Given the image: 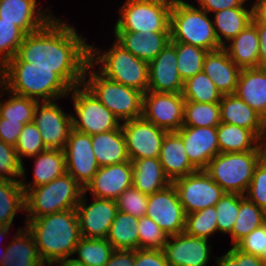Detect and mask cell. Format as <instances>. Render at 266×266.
Listing matches in <instances>:
<instances>
[{"label":"cell","instance_id":"obj_42","mask_svg":"<svg viewBox=\"0 0 266 266\" xmlns=\"http://www.w3.org/2000/svg\"><path fill=\"white\" fill-rule=\"evenodd\" d=\"M8 100L1 101L0 117L7 120L19 121L24 124L33 122L37 101L35 99L20 96L12 92Z\"/></svg>","mask_w":266,"mask_h":266},{"label":"cell","instance_id":"obj_49","mask_svg":"<svg viewBox=\"0 0 266 266\" xmlns=\"http://www.w3.org/2000/svg\"><path fill=\"white\" fill-rule=\"evenodd\" d=\"M116 203L118 211L139 219L146 214L148 195L131 186L120 194Z\"/></svg>","mask_w":266,"mask_h":266},{"label":"cell","instance_id":"obj_58","mask_svg":"<svg viewBox=\"0 0 266 266\" xmlns=\"http://www.w3.org/2000/svg\"><path fill=\"white\" fill-rule=\"evenodd\" d=\"M259 34V67L266 68V25H256Z\"/></svg>","mask_w":266,"mask_h":266},{"label":"cell","instance_id":"obj_35","mask_svg":"<svg viewBox=\"0 0 266 266\" xmlns=\"http://www.w3.org/2000/svg\"><path fill=\"white\" fill-rule=\"evenodd\" d=\"M138 222V218L118 211L110 226L107 241L114 249H139Z\"/></svg>","mask_w":266,"mask_h":266},{"label":"cell","instance_id":"obj_34","mask_svg":"<svg viewBox=\"0 0 266 266\" xmlns=\"http://www.w3.org/2000/svg\"><path fill=\"white\" fill-rule=\"evenodd\" d=\"M217 135L220 153L260 150L259 138L246 128L221 122Z\"/></svg>","mask_w":266,"mask_h":266},{"label":"cell","instance_id":"obj_63","mask_svg":"<svg viewBox=\"0 0 266 266\" xmlns=\"http://www.w3.org/2000/svg\"><path fill=\"white\" fill-rule=\"evenodd\" d=\"M5 252H6V247L4 248L3 254H2L1 257H0V265H1V263L3 262V260H4Z\"/></svg>","mask_w":266,"mask_h":266},{"label":"cell","instance_id":"obj_43","mask_svg":"<svg viewBox=\"0 0 266 266\" xmlns=\"http://www.w3.org/2000/svg\"><path fill=\"white\" fill-rule=\"evenodd\" d=\"M215 206L187 214L184 232L188 235L207 239L218 231Z\"/></svg>","mask_w":266,"mask_h":266},{"label":"cell","instance_id":"obj_40","mask_svg":"<svg viewBox=\"0 0 266 266\" xmlns=\"http://www.w3.org/2000/svg\"><path fill=\"white\" fill-rule=\"evenodd\" d=\"M114 250L106 238L88 239L82 237L74 250V254H78V258L74 259L82 262L85 266H105Z\"/></svg>","mask_w":266,"mask_h":266},{"label":"cell","instance_id":"obj_22","mask_svg":"<svg viewBox=\"0 0 266 266\" xmlns=\"http://www.w3.org/2000/svg\"><path fill=\"white\" fill-rule=\"evenodd\" d=\"M37 0H0V19L12 22L25 34L34 33L46 26L55 16L47 9H37ZM37 9V10H36Z\"/></svg>","mask_w":266,"mask_h":266},{"label":"cell","instance_id":"obj_8","mask_svg":"<svg viewBox=\"0 0 266 266\" xmlns=\"http://www.w3.org/2000/svg\"><path fill=\"white\" fill-rule=\"evenodd\" d=\"M261 159L260 150L219 153L209 161L204 171L225 192L245 195Z\"/></svg>","mask_w":266,"mask_h":266},{"label":"cell","instance_id":"obj_62","mask_svg":"<svg viewBox=\"0 0 266 266\" xmlns=\"http://www.w3.org/2000/svg\"><path fill=\"white\" fill-rule=\"evenodd\" d=\"M9 228L10 227H8V226H1L0 225V239L3 238L5 235L8 234Z\"/></svg>","mask_w":266,"mask_h":266},{"label":"cell","instance_id":"obj_30","mask_svg":"<svg viewBox=\"0 0 266 266\" xmlns=\"http://www.w3.org/2000/svg\"><path fill=\"white\" fill-rule=\"evenodd\" d=\"M133 167L132 186L141 193L150 195L172 182L166 176L159 158H144L131 161Z\"/></svg>","mask_w":266,"mask_h":266},{"label":"cell","instance_id":"obj_16","mask_svg":"<svg viewBox=\"0 0 266 266\" xmlns=\"http://www.w3.org/2000/svg\"><path fill=\"white\" fill-rule=\"evenodd\" d=\"M66 171L85 189L99 169L91 135L72 129L63 149Z\"/></svg>","mask_w":266,"mask_h":266},{"label":"cell","instance_id":"obj_52","mask_svg":"<svg viewBox=\"0 0 266 266\" xmlns=\"http://www.w3.org/2000/svg\"><path fill=\"white\" fill-rule=\"evenodd\" d=\"M135 266H169L164 252L160 249L134 250Z\"/></svg>","mask_w":266,"mask_h":266},{"label":"cell","instance_id":"obj_39","mask_svg":"<svg viewBox=\"0 0 266 266\" xmlns=\"http://www.w3.org/2000/svg\"><path fill=\"white\" fill-rule=\"evenodd\" d=\"M171 43L176 48L177 70L183 82L203 71L207 50L182 42Z\"/></svg>","mask_w":266,"mask_h":266},{"label":"cell","instance_id":"obj_60","mask_svg":"<svg viewBox=\"0 0 266 266\" xmlns=\"http://www.w3.org/2000/svg\"><path fill=\"white\" fill-rule=\"evenodd\" d=\"M259 141H261L259 143V148L262 154V159L266 160V118L263 120L262 132L259 137Z\"/></svg>","mask_w":266,"mask_h":266},{"label":"cell","instance_id":"obj_48","mask_svg":"<svg viewBox=\"0 0 266 266\" xmlns=\"http://www.w3.org/2000/svg\"><path fill=\"white\" fill-rule=\"evenodd\" d=\"M137 229L139 249H163L168 235L151 218H139Z\"/></svg>","mask_w":266,"mask_h":266},{"label":"cell","instance_id":"obj_10","mask_svg":"<svg viewBox=\"0 0 266 266\" xmlns=\"http://www.w3.org/2000/svg\"><path fill=\"white\" fill-rule=\"evenodd\" d=\"M71 91L77 115H72L74 130L93 135L116 130L121 126L120 120L84 84L73 87Z\"/></svg>","mask_w":266,"mask_h":266},{"label":"cell","instance_id":"obj_61","mask_svg":"<svg viewBox=\"0 0 266 266\" xmlns=\"http://www.w3.org/2000/svg\"><path fill=\"white\" fill-rule=\"evenodd\" d=\"M53 264H57V266H85L82 262H79L74 258L69 259V257L56 260L50 266H52Z\"/></svg>","mask_w":266,"mask_h":266},{"label":"cell","instance_id":"obj_14","mask_svg":"<svg viewBox=\"0 0 266 266\" xmlns=\"http://www.w3.org/2000/svg\"><path fill=\"white\" fill-rule=\"evenodd\" d=\"M145 216L151 218L168 236L184 232L186 214L172 183L148 195Z\"/></svg>","mask_w":266,"mask_h":266},{"label":"cell","instance_id":"obj_1","mask_svg":"<svg viewBox=\"0 0 266 266\" xmlns=\"http://www.w3.org/2000/svg\"><path fill=\"white\" fill-rule=\"evenodd\" d=\"M73 26L55 17L42 29L26 34L16 56L26 63L55 69L72 89L83 84L90 45Z\"/></svg>","mask_w":266,"mask_h":266},{"label":"cell","instance_id":"obj_51","mask_svg":"<svg viewBox=\"0 0 266 266\" xmlns=\"http://www.w3.org/2000/svg\"><path fill=\"white\" fill-rule=\"evenodd\" d=\"M235 247L240 251L266 260V223L254 229Z\"/></svg>","mask_w":266,"mask_h":266},{"label":"cell","instance_id":"obj_33","mask_svg":"<svg viewBox=\"0 0 266 266\" xmlns=\"http://www.w3.org/2000/svg\"><path fill=\"white\" fill-rule=\"evenodd\" d=\"M252 23V9L228 8L214 14L213 26L219 44L223 47Z\"/></svg>","mask_w":266,"mask_h":266},{"label":"cell","instance_id":"obj_36","mask_svg":"<svg viewBox=\"0 0 266 266\" xmlns=\"http://www.w3.org/2000/svg\"><path fill=\"white\" fill-rule=\"evenodd\" d=\"M265 223L266 212L245 195L239 194V213L230 233L233 246Z\"/></svg>","mask_w":266,"mask_h":266},{"label":"cell","instance_id":"obj_41","mask_svg":"<svg viewBox=\"0 0 266 266\" xmlns=\"http://www.w3.org/2000/svg\"><path fill=\"white\" fill-rule=\"evenodd\" d=\"M220 123L219 103L185 101L183 126L217 127Z\"/></svg>","mask_w":266,"mask_h":266},{"label":"cell","instance_id":"obj_54","mask_svg":"<svg viewBox=\"0 0 266 266\" xmlns=\"http://www.w3.org/2000/svg\"><path fill=\"white\" fill-rule=\"evenodd\" d=\"M199 8L207 13H216L228 8H245L244 3L247 0H197Z\"/></svg>","mask_w":266,"mask_h":266},{"label":"cell","instance_id":"obj_31","mask_svg":"<svg viewBox=\"0 0 266 266\" xmlns=\"http://www.w3.org/2000/svg\"><path fill=\"white\" fill-rule=\"evenodd\" d=\"M19 228L15 237L6 247L5 257L0 266H45L34 237L25 227Z\"/></svg>","mask_w":266,"mask_h":266},{"label":"cell","instance_id":"obj_46","mask_svg":"<svg viewBox=\"0 0 266 266\" xmlns=\"http://www.w3.org/2000/svg\"><path fill=\"white\" fill-rule=\"evenodd\" d=\"M217 228L224 234H230L239 213V194L227 193L215 205Z\"/></svg>","mask_w":266,"mask_h":266},{"label":"cell","instance_id":"obj_55","mask_svg":"<svg viewBox=\"0 0 266 266\" xmlns=\"http://www.w3.org/2000/svg\"><path fill=\"white\" fill-rule=\"evenodd\" d=\"M105 266H135L134 250L115 249Z\"/></svg>","mask_w":266,"mask_h":266},{"label":"cell","instance_id":"obj_4","mask_svg":"<svg viewBox=\"0 0 266 266\" xmlns=\"http://www.w3.org/2000/svg\"><path fill=\"white\" fill-rule=\"evenodd\" d=\"M111 49L104 53L90 45V63L100 65L99 72L119 84L134 88L142 93L148 91L149 63L135 57L116 40Z\"/></svg>","mask_w":266,"mask_h":266},{"label":"cell","instance_id":"obj_24","mask_svg":"<svg viewBox=\"0 0 266 266\" xmlns=\"http://www.w3.org/2000/svg\"><path fill=\"white\" fill-rule=\"evenodd\" d=\"M241 69L230 59L222 47L208 51L203 72L208 75L222 95L235 94Z\"/></svg>","mask_w":266,"mask_h":266},{"label":"cell","instance_id":"obj_29","mask_svg":"<svg viewBox=\"0 0 266 266\" xmlns=\"http://www.w3.org/2000/svg\"><path fill=\"white\" fill-rule=\"evenodd\" d=\"M91 142L99 167L129 161L121 126L116 130L91 135Z\"/></svg>","mask_w":266,"mask_h":266},{"label":"cell","instance_id":"obj_38","mask_svg":"<svg viewBox=\"0 0 266 266\" xmlns=\"http://www.w3.org/2000/svg\"><path fill=\"white\" fill-rule=\"evenodd\" d=\"M182 96L185 101L219 103L221 92L203 71L184 81Z\"/></svg>","mask_w":266,"mask_h":266},{"label":"cell","instance_id":"obj_25","mask_svg":"<svg viewBox=\"0 0 266 266\" xmlns=\"http://www.w3.org/2000/svg\"><path fill=\"white\" fill-rule=\"evenodd\" d=\"M159 161L171 182L197 171L190 163L183 139L177 132H168L165 135Z\"/></svg>","mask_w":266,"mask_h":266},{"label":"cell","instance_id":"obj_18","mask_svg":"<svg viewBox=\"0 0 266 266\" xmlns=\"http://www.w3.org/2000/svg\"><path fill=\"white\" fill-rule=\"evenodd\" d=\"M162 251L169 266H206L211 247L207 239L182 232L168 236Z\"/></svg>","mask_w":266,"mask_h":266},{"label":"cell","instance_id":"obj_7","mask_svg":"<svg viewBox=\"0 0 266 266\" xmlns=\"http://www.w3.org/2000/svg\"><path fill=\"white\" fill-rule=\"evenodd\" d=\"M93 67L90 62L86 66L83 84L97 99L122 122L141 118L144 93L112 81L99 71L87 72Z\"/></svg>","mask_w":266,"mask_h":266},{"label":"cell","instance_id":"obj_21","mask_svg":"<svg viewBox=\"0 0 266 266\" xmlns=\"http://www.w3.org/2000/svg\"><path fill=\"white\" fill-rule=\"evenodd\" d=\"M184 82L177 70L176 48L170 42L149 63L148 91L182 93Z\"/></svg>","mask_w":266,"mask_h":266},{"label":"cell","instance_id":"obj_59","mask_svg":"<svg viewBox=\"0 0 266 266\" xmlns=\"http://www.w3.org/2000/svg\"><path fill=\"white\" fill-rule=\"evenodd\" d=\"M216 259L218 266H239L237 260L229 252Z\"/></svg>","mask_w":266,"mask_h":266},{"label":"cell","instance_id":"obj_27","mask_svg":"<svg viewBox=\"0 0 266 266\" xmlns=\"http://www.w3.org/2000/svg\"><path fill=\"white\" fill-rule=\"evenodd\" d=\"M227 43L223 48L240 69L259 67V34L253 22Z\"/></svg>","mask_w":266,"mask_h":266},{"label":"cell","instance_id":"obj_13","mask_svg":"<svg viewBox=\"0 0 266 266\" xmlns=\"http://www.w3.org/2000/svg\"><path fill=\"white\" fill-rule=\"evenodd\" d=\"M130 161L144 158H159L166 130L145 119L138 118L121 124Z\"/></svg>","mask_w":266,"mask_h":266},{"label":"cell","instance_id":"obj_53","mask_svg":"<svg viewBox=\"0 0 266 266\" xmlns=\"http://www.w3.org/2000/svg\"><path fill=\"white\" fill-rule=\"evenodd\" d=\"M24 123L7 120L0 117V139L15 147L18 137L24 128Z\"/></svg>","mask_w":266,"mask_h":266},{"label":"cell","instance_id":"obj_44","mask_svg":"<svg viewBox=\"0 0 266 266\" xmlns=\"http://www.w3.org/2000/svg\"><path fill=\"white\" fill-rule=\"evenodd\" d=\"M25 36L18 26L0 19V69L16 56Z\"/></svg>","mask_w":266,"mask_h":266},{"label":"cell","instance_id":"obj_45","mask_svg":"<svg viewBox=\"0 0 266 266\" xmlns=\"http://www.w3.org/2000/svg\"><path fill=\"white\" fill-rule=\"evenodd\" d=\"M18 157H36L42 151L47 150L37 126L31 122L24 125L15 145Z\"/></svg>","mask_w":266,"mask_h":266},{"label":"cell","instance_id":"obj_26","mask_svg":"<svg viewBox=\"0 0 266 266\" xmlns=\"http://www.w3.org/2000/svg\"><path fill=\"white\" fill-rule=\"evenodd\" d=\"M235 94L266 118V68L241 69Z\"/></svg>","mask_w":266,"mask_h":266},{"label":"cell","instance_id":"obj_56","mask_svg":"<svg viewBox=\"0 0 266 266\" xmlns=\"http://www.w3.org/2000/svg\"><path fill=\"white\" fill-rule=\"evenodd\" d=\"M228 252L237 260L239 266H263L264 264V260L262 258L244 253L235 246L231 247Z\"/></svg>","mask_w":266,"mask_h":266},{"label":"cell","instance_id":"obj_37","mask_svg":"<svg viewBox=\"0 0 266 266\" xmlns=\"http://www.w3.org/2000/svg\"><path fill=\"white\" fill-rule=\"evenodd\" d=\"M24 202L20 181L0 180V225L11 227L17 211L25 210Z\"/></svg>","mask_w":266,"mask_h":266},{"label":"cell","instance_id":"obj_2","mask_svg":"<svg viewBox=\"0 0 266 266\" xmlns=\"http://www.w3.org/2000/svg\"><path fill=\"white\" fill-rule=\"evenodd\" d=\"M26 228L33 235L46 266L70 257L82 238L76 209H67L40 218H27Z\"/></svg>","mask_w":266,"mask_h":266},{"label":"cell","instance_id":"obj_57","mask_svg":"<svg viewBox=\"0 0 266 266\" xmlns=\"http://www.w3.org/2000/svg\"><path fill=\"white\" fill-rule=\"evenodd\" d=\"M251 9L252 22L255 25H266V0H256Z\"/></svg>","mask_w":266,"mask_h":266},{"label":"cell","instance_id":"obj_17","mask_svg":"<svg viewBox=\"0 0 266 266\" xmlns=\"http://www.w3.org/2000/svg\"><path fill=\"white\" fill-rule=\"evenodd\" d=\"M86 192H83L76 207L81 236L88 239H104L118 212L116 200L99 199L86 205Z\"/></svg>","mask_w":266,"mask_h":266},{"label":"cell","instance_id":"obj_11","mask_svg":"<svg viewBox=\"0 0 266 266\" xmlns=\"http://www.w3.org/2000/svg\"><path fill=\"white\" fill-rule=\"evenodd\" d=\"M185 214L215 206L225 191L204 171L197 170L172 181Z\"/></svg>","mask_w":266,"mask_h":266},{"label":"cell","instance_id":"obj_5","mask_svg":"<svg viewBox=\"0 0 266 266\" xmlns=\"http://www.w3.org/2000/svg\"><path fill=\"white\" fill-rule=\"evenodd\" d=\"M205 10L184 0H174L170 16V42H182L207 51L222 48L217 40L213 20Z\"/></svg>","mask_w":266,"mask_h":266},{"label":"cell","instance_id":"obj_47","mask_svg":"<svg viewBox=\"0 0 266 266\" xmlns=\"http://www.w3.org/2000/svg\"><path fill=\"white\" fill-rule=\"evenodd\" d=\"M25 171L15 147L0 139V180L20 181L15 179L19 177L26 180Z\"/></svg>","mask_w":266,"mask_h":266},{"label":"cell","instance_id":"obj_12","mask_svg":"<svg viewBox=\"0 0 266 266\" xmlns=\"http://www.w3.org/2000/svg\"><path fill=\"white\" fill-rule=\"evenodd\" d=\"M185 99L182 93L147 91L143 95L142 118L167 132L183 126Z\"/></svg>","mask_w":266,"mask_h":266},{"label":"cell","instance_id":"obj_28","mask_svg":"<svg viewBox=\"0 0 266 266\" xmlns=\"http://www.w3.org/2000/svg\"><path fill=\"white\" fill-rule=\"evenodd\" d=\"M219 105L221 122L246 128L260 137L264 118L236 94L223 95Z\"/></svg>","mask_w":266,"mask_h":266},{"label":"cell","instance_id":"obj_6","mask_svg":"<svg viewBox=\"0 0 266 266\" xmlns=\"http://www.w3.org/2000/svg\"><path fill=\"white\" fill-rule=\"evenodd\" d=\"M83 192L84 189L66 172L46 185L25 192L26 218H40L67 209H76Z\"/></svg>","mask_w":266,"mask_h":266},{"label":"cell","instance_id":"obj_20","mask_svg":"<svg viewBox=\"0 0 266 266\" xmlns=\"http://www.w3.org/2000/svg\"><path fill=\"white\" fill-rule=\"evenodd\" d=\"M133 167L131 161L99 167L84 192L92 197L116 200L120 194L132 186Z\"/></svg>","mask_w":266,"mask_h":266},{"label":"cell","instance_id":"obj_32","mask_svg":"<svg viewBox=\"0 0 266 266\" xmlns=\"http://www.w3.org/2000/svg\"><path fill=\"white\" fill-rule=\"evenodd\" d=\"M35 158L34 165V184H28L20 180L24 193L29 189L46 185L52 180L64 175L66 171L65 154L63 150L47 149L39 153Z\"/></svg>","mask_w":266,"mask_h":266},{"label":"cell","instance_id":"obj_15","mask_svg":"<svg viewBox=\"0 0 266 266\" xmlns=\"http://www.w3.org/2000/svg\"><path fill=\"white\" fill-rule=\"evenodd\" d=\"M56 101L37 103L33 123L39 129L47 149L63 150L73 129L72 114H66Z\"/></svg>","mask_w":266,"mask_h":266},{"label":"cell","instance_id":"obj_9","mask_svg":"<svg viewBox=\"0 0 266 266\" xmlns=\"http://www.w3.org/2000/svg\"><path fill=\"white\" fill-rule=\"evenodd\" d=\"M174 0H126L115 24V31L170 32Z\"/></svg>","mask_w":266,"mask_h":266},{"label":"cell","instance_id":"obj_3","mask_svg":"<svg viewBox=\"0 0 266 266\" xmlns=\"http://www.w3.org/2000/svg\"><path fill=\"white\" fill-rule=\"evenodd\" d=\"M2 92L39 101H56L69 96L71 88L55 73V69L22 62L17 56L0 69Z\"/></svg>","mask_w":266,"mask_h":266},{"label":"cell","instance_id":"obj_23","mask_svg":"<svg viewBox=\"0 0 266 266\" xmlns=\"http://www.w3.org/2000/svg\"><path fill=\"white\" fill-rule=\"evenodd\" d=\"M115 40L135 57L150 63L171 41L170 32L114 31Z\"/></svg>","mask_w":266,"mask_h":266},{"label":"cell","instance_id":"obj_19","mask_svg":"<svg viewBox=\"0 0 266 266\" xmlns=\"http://www.w3.org/2000/svg\"><path fill=\"white\" fill-rule=\"evenodd\" d=\"M177 133L182 137L190 163L204 170L209 161L220 153L217 127L182 126Z\"/></svg>","mask_w":266,"mask_h":266},{"label":"cell","instance_id":"obj_50","mask_svg":"<svg viewBox=\"0 0 266 266\" xmlns=\"http://www.w3.org/2000/svg\"><path fill=\"white\" fill-rule=\"evenodd\" d=\"M245 196L266 212V160L261 159L255 167Z\"/></svg>","mask_w":266,"mask_h":266}]
</instances>
